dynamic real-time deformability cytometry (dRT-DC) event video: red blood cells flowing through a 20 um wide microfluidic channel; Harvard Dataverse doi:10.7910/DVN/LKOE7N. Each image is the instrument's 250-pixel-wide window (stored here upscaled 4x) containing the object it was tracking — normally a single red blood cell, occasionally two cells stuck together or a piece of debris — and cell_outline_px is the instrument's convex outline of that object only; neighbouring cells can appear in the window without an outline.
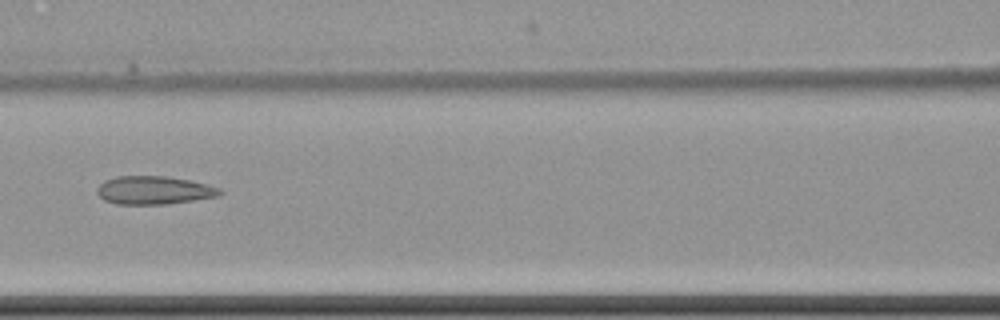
{"species": "common noctule bat (a hibernating species)", "species_latin": "Nyctalus noctula", "temperature_condition": "cold", "stored_images_in_passage": 10, "camera_frame_rate_fps": 3000, "um_per_image_px": 0.085, "animal": {"sex": "female", "body_mass_g": 22.7, "forearm_length_mm": 54.2}, "frame": {"image": 1, "passage_image": 7, "time_ms": 8.333, "image_size_px": [1000, 320], "cell_outline_px": [[224, 192], [216, 196], [168, 204], [116, 204], [104, 200], [96, 192], [96, 188], [104, 180], [116, 176], [168, 176], [188, 180], [220, 188]], "centroid_in_image_um": [13.03, 16.16], "position_along_channel_um": 153.6, "area_um2": 20.11}}
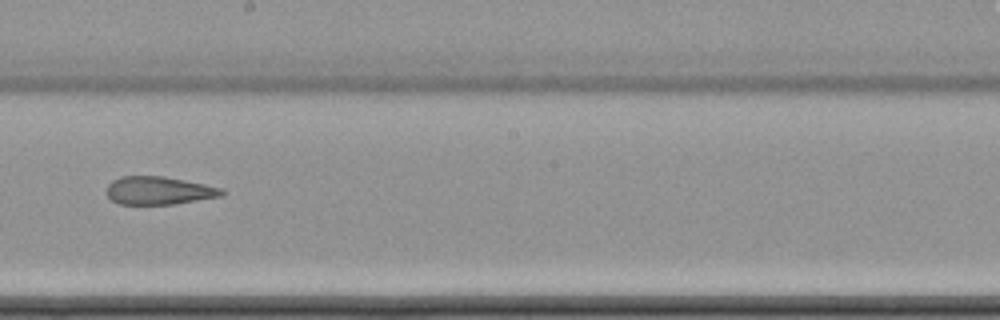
{"frame": {"image": 2, "passage_image": 9, "time_ms": 10.667, "image_size_px": [1000, 320], "cell_outline_px": [[228, 192], [220, 196], [172, 204], [116, 204], [104, 192], [108, 184], [112, 180], [120, 176], [164, 176], [224, 188]], "centroid_in_image_um": [13.47, 16.19], "position_along_channel_um": 234.7, "area_um2": 18.96}}
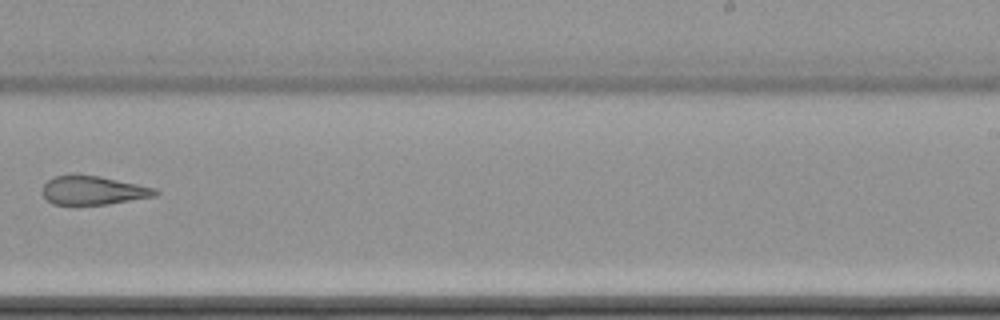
{"frame": {"image": 3, "passage_image": 10, "time_ms": 12.0, "image_size_px": [1000, 320], "cell_outline_px": [[160, 192], [156, 196], [108, 204], [52, 204], [40, 192], [44, 184], [48, 180], [56, 176], [68, 172], [72, 172], [100, 176], [156, 188]], "centroid_in_image_um": [7.89, 16.15], "position_along_channel_um": 281.1, "area_um2": 19.31}}